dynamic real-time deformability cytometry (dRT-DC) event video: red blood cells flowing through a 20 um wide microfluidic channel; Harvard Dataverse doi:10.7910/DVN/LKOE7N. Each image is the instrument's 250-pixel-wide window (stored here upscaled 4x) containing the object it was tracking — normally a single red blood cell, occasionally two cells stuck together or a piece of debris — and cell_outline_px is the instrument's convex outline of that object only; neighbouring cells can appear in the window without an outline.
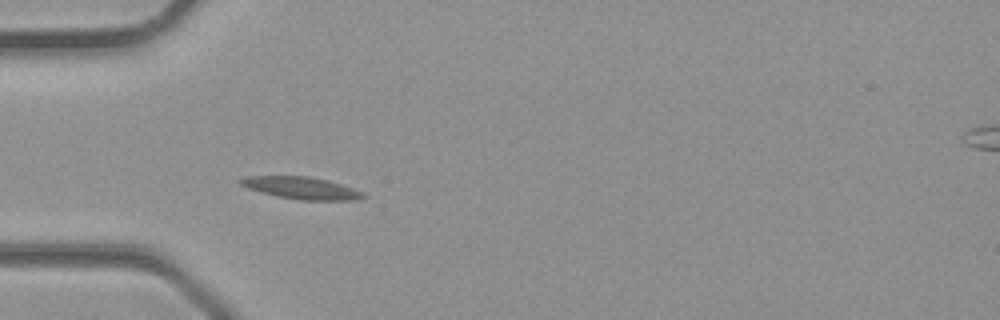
{"species": "common noctule bat (a hibernating species)", "species_latin": "Nyctalus noctula", "temperature_condition": "room temperature", "stored_images_in_passage": 3, "segment_of_instrument_passage": [1, 2], "camera_frame_rate_fps": 3000, "um_per_image_px": 0.085, "animal": {"sex": "male", "body_mass_g": 23.1, "forearm_length_mm": 52.7}, "frame": {"image": 1, "passage_image": 2, "time_ms": 0.333, "image_size_px": [1000, 320], "cell_outline_px": [[368, 196], [356, 200], [300, 200], [276, 196], [260, 192], [248, 188], [240, 184], [236, 180], [244, 176], [308, 176], [328, 180], [364, 192]], "centroid_in_image_um": [25.6, 15.98], "position_along_channel_um": 59.4, "area_um2": 15.95}}